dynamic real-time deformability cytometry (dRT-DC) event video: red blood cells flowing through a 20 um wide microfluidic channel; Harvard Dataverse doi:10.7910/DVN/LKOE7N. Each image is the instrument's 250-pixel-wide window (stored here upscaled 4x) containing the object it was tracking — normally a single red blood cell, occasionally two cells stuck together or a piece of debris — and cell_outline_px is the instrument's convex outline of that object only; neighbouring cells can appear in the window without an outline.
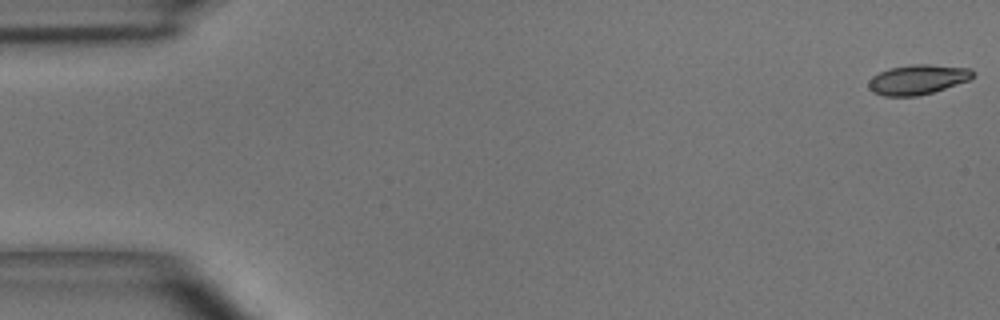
{"species": "common noctule bat (a hibernating species)", "species_latin": "Nyctalus noctula", "temperature_condition": "room temperature", "stored_images_in_passage": 8, "camera_frame_rate_fps": 3000, "um_per_image_px": 0.085, "animal": {"sex": "male", "body_mass_g": 15.6}, "frame": {"image": 1, "passage_image": 1, "time_ms": 0.0, "image_size_px": [1000, 320], "cell_outline_px": [[976, 72], [968, 80], [932, 92], [916, 96], [884, 96], [872, 92], [868, 88], [868, 80], [872, 76], [880, 72], [892, 68], [912, 64], [928, 64], [968, 68]], "centroid_in_image_um": [77.96, 6.76], "position_along_channel_um": 7.0, "area_um2": 17.92}}